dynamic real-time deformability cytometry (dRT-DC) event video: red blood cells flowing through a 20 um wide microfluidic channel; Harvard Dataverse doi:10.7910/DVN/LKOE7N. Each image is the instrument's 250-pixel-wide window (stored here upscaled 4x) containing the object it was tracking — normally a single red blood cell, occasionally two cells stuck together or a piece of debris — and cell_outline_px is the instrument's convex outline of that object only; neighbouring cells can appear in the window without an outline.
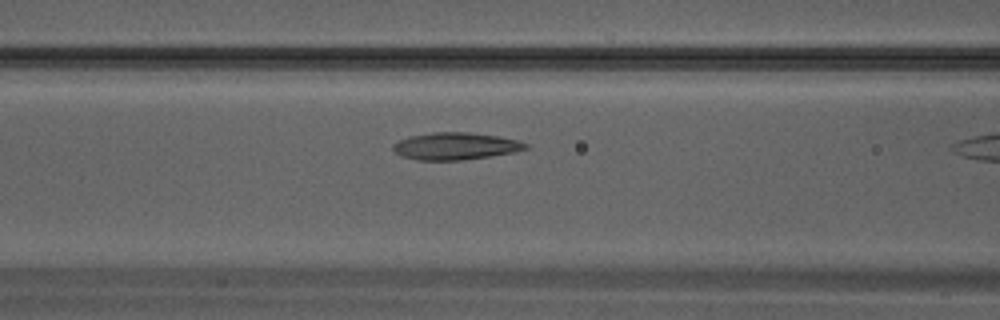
{"species": "Egyptian fruit bat (a non-hibernating species)", "species_latin": "Rousettus aegyptiacus", "temperature_condition": "warm", "stored_images_in_passage": 11, "camera_frame_rate_fps": 3000, "um_per_image_px": 0.085, "animal": {"sex": "male"}, "frame": {"image": 1, "passage_image": 10, "time_ms": 3.0, "image_size_px": [1000, 320], "cell_outline_px": [[528, 148], [516, 152], [464, 160], [416, 160], [400, 156], [392, 148], [392, 144], [408, 136], [432, 132], [468, 132], [496, 136], [516, 140], [528, 144]], "centroid_in_image_um": [38.68, 12.42], "position_along_channel_um": 127.9, "area_um2": 21.04}}